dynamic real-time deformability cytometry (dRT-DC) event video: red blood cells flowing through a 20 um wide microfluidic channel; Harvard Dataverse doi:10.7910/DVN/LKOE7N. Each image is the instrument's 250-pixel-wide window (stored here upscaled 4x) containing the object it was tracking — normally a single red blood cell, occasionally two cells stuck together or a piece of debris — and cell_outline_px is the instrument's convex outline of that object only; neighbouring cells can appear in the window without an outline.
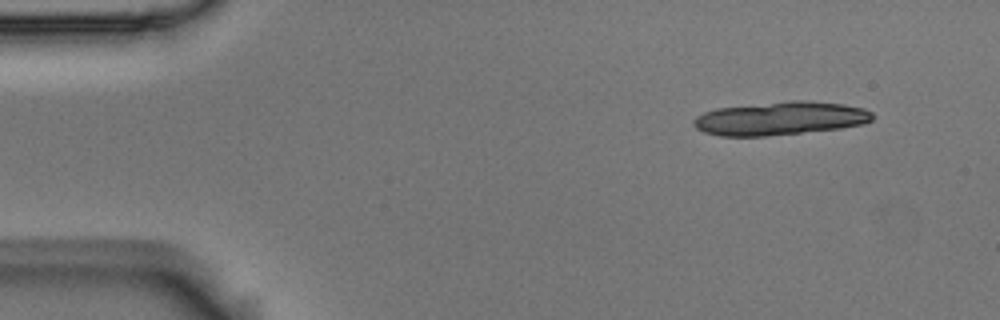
{"species": "Egyptian fruit bat (a non-hibernating species)", "species_latin": "Rousettus aegyptiacus", "temperature_condition": "room temperature", "stored_images_in_passage": 7, "segment_of_instrument_passage": [1, 2], "camera_frame_rate_fps": 3000, "um_per_image_px": 0.085, "animal": {"sex": "male"}, "frame": {"image": 1, "passage_image": 1, "time_ms": 0.0, "image_size_px": [1000, 320], "cell_outline_px": [[872, 120], [864, 124], [840, 128], [764, 136], [720, 136], [704, 132], [696, 128], [692, 124], [692, 120], [696, 116], [704, 112], [716, 108], [792, 100], [808, 100], [844, 104], [864, 108], [872, 112]], "centroid_in_image_um": [66.3, 10.05], "position_along_channel_um": 18.7, "area_um2": 34.85}}